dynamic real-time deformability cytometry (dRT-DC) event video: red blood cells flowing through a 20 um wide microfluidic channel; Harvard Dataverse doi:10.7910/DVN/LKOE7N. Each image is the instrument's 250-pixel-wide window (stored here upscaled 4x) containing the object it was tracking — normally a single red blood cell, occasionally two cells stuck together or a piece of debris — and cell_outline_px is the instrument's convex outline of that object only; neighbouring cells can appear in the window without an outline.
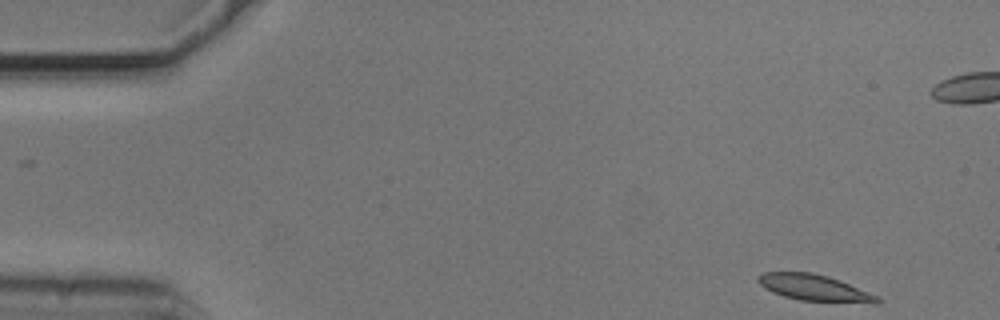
{"species": "common noctule bat (a hibernating species)", "species_latin": "Nyctalus noctula", "temperature_condition": "cold", "stored_images_in_passage": 52, "camera_frame_rate_fps": 3000, "um_per_image_px": 0.085, "animal": {"sex": "male", "body_mass_g": 20.5, "forearm_length_mm": 52.5}, "frame": {"image": 1, "passage_image": 1, "time_ms": 0.0, "image_size_px": [1000, 320], "cell_outline_px": [[884, 300], [876, 304], [872, 304], [800, 300], [784, 296], [772, 292], [764, 288], [756, 280], [756, 276], [764, 272], [812, 272], [828, 276], [840, 280], [880, 296]], "centroid_in_image_um": [69.29, 24.47], "position_along_channel_um": 15.7, "area_um2": 18.67}}
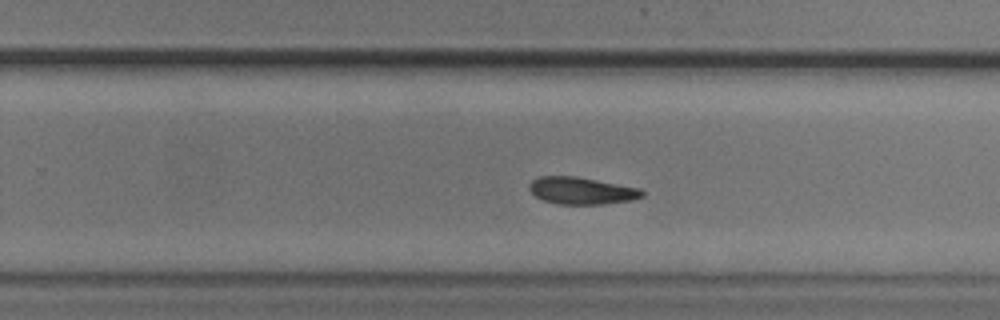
{"frame": {"image": 2, "passage_image": 31, "time_ms": 10.0, "image_size_px": [1000, 320], "cell_outline_px": [[644, 196], [632, 200], [604, 204], [556, 204], [544, 200], [536, 196], [528, 188], [532, 180], [540, 176], [576, 176], [640, 188], [644, 192]], "centroid_in_image_um": [49.45, 16.21], "position_along_channel_um": 280.4, "area_um2": 17.8}}
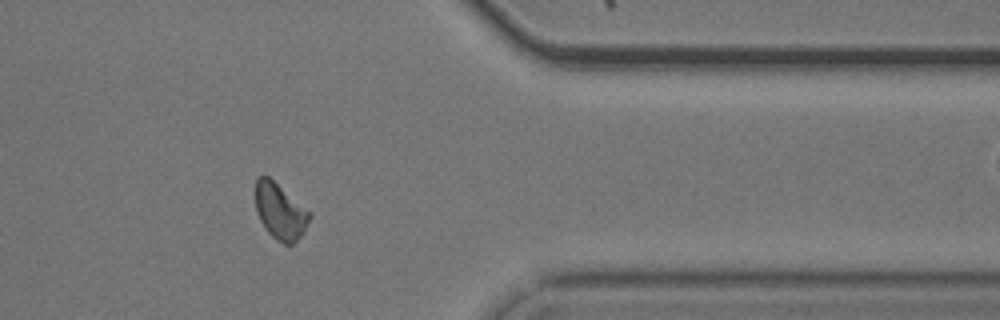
{"frame": {"image": 3, "passage_image": 41, "time_ms": 13.333, "image_size_px": [1000, 320], "cell_outline_px": [[312, 216], [304, 232], [292, 244], [284, 244], [276, 240], [264, 228], [256, 212], [256, 176], [268, 176], [312, 212]], "centroid_in_image_um": [23.83, 17.97], "position_along_channel_um": 387.6, "area_um2": 17.74}, "authors_computed_cell_mechanics": {"area_um2": 18.496, "velocity_mm_per_s": 3.6948, "shape_relaxation_time_tau1_ms": 4.5988, "shape_relaxation_time_tau2_ms": 6.5985, "deformation_change_tau1": 0.1049, "deformation_change_tau2": 0.1138}}